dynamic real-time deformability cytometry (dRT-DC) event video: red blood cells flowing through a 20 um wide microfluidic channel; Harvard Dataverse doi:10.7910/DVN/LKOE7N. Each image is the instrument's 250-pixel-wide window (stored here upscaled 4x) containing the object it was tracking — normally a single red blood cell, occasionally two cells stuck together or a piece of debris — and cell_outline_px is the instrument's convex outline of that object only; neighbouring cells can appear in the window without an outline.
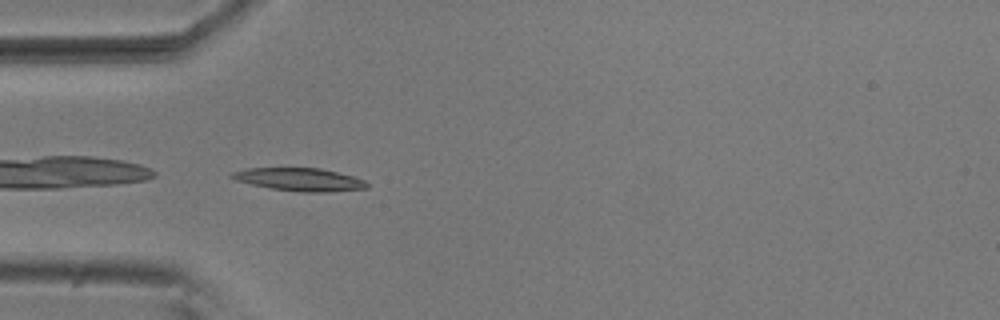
{"species": "common noctule bat (a hibernating species)", "species_latin": "Nyctalus noctula", "temperature_condition": "room temperature", "stored_images_in_passage": 4, "camera_frame_rate_fps": 3000, "um_per_image_px": 0.085, "animal": {"sex": "male", "body_mass_g": 20.5, "forearm_length_mm": 52.5}, "frame": {"image": 1, "passage_image": 4, "time_ms": 1.0, "image_size_px": [1000, 320], "cell_outline_px": [[368, 188], [328, 192], [300, 192], [268, 188], [236, 180], [228, 176], [232, 172], [244, 168], [320, 168], [352, 176], [364, 180], [368, 184]], "centroid_in_image_um": [25.44, 15.26], "position_along_channel_um": 59.6, "area_um2": 18.03}}